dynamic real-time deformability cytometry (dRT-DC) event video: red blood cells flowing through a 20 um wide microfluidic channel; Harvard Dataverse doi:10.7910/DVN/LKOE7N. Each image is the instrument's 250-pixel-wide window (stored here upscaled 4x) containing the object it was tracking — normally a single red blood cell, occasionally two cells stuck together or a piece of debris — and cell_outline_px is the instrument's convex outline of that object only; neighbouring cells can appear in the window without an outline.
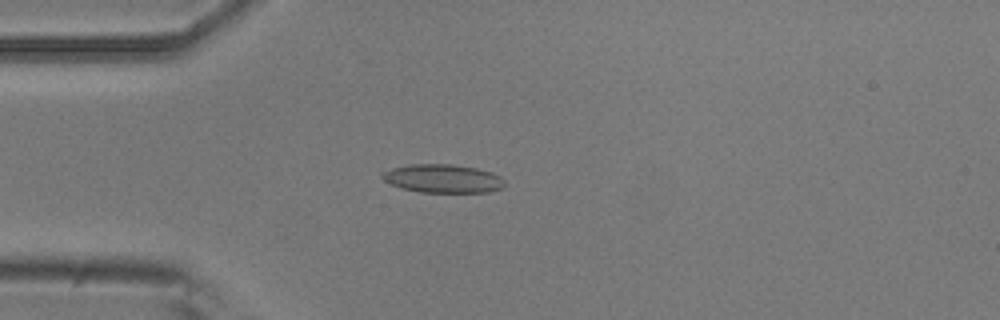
{"species": "common noctule bat (a hibernating species)", "species_latin": "Nyctalus noctula", "temperature_condition": "room temperature", "stored_images_in_passage": 4, "camera_frame_rate_fps": 3000, "um_per_image_px": 0.085, "animal": {"sex": "male", "body_mass_g": 20.5, "forearm_length_mm": 52.5}, "frame": {"image": 1, "passage_image": 3, "time_ms": 0.667, "image_size_px": [1000, 320], "cell_outline_px": [[504, 184], [500, 188], [488, 192], [420, 192], [400, 188], [384, 180], [380, 176], [380, 172], [392, 168], [408, 164], [452, 164], [476, 168], [492, 172], [500, 176], [504, 180]], "centroid_in_image_um": [37.6, 15.17], "position_along_channel_um": 47.4, "area_um2": 20.35}}